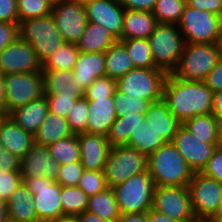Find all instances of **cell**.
<instances>
[{
	"instance_id": "cell-1",
	"label": "cell",
	"mask_w": 222,
	"mask_h": 222,
	"mask_svg": "<svg viewBox=\"0 0 222 222\" xmlns=\"http://www.w3.org/2000/svg\"><path fill=\"white\" fill-rule=\"evenodd\" d=\"M162 98L182 124L194 116L213 111V92L205 82L183 80L171 73L166 76Z\"/></svg>"
},
{
	"instance_id": "cell-2",
	"label": "cell",
	"mask_w": 222,
	"mask_h": 222,
	"mask_svg": "<svg viewBox=\"0 0 222 222\" xmlns=\"http://www.w3.org/2000/svg\"><path fill=\"white\" fill-rule=\"evenodd\" d=\"M147 170L155 186H188L194 175L172 142L148 155Z\"/></svg>"
},
{
	"instance_id": "cell-3",
	"label": "cell",
	"mask_w": 222,
	"mask_h": 222,
	"mask_svg": "<svg viewBox=\"0 0 222 222\" xmlns=\"http://www.w3.org/2000/svg\"><path fill=\"white\" fill-rule=\"evenodd\" d=\"M222 57V44L186 43L172 75L187 81L204 82Z\"/></svg>"
},
{
	"instance_id": "cell-4",
	"label": "cell",
	"mask_w": 222,
	"mask_h": 222,
	"mask_svg": "<svg viewBox=\"0 0 222 222\" xmlns=\"http://www.w3.org/2000/svg\"><path fill=\"white\" fill-rule=\"evenodd\" d=\"M120 214L147 213L152 208L154 180L148 170L112 187Z\"/></svg>"
},
{
	"instance_id": "cell-5",
	"label": "cell",
	"mask_w": 222,
	"mask_h": 222,
	"mask_svg": "<svg viewBox=\"0 0 222 222\" xmlns=\"http://www.w3.org/2000/svg\"><path fill=\"white\" fill-rule=\"evenodd\" d=\"M177 25L185 43H222V16L186 5Z\"/></svg>"
},
{
	"instance_id": "cell-6",
	"label": "cell",
	"mask_w": 222,
	"mask_h": 222,
	"mask_svg": "<svg viewBox=\"0 0 222 222\" xmlns=\"http://www.w3.org/2000/svg\"><path fill=\"white\" fill-rule=\"evenodd\" d=\"M18 34L22 40L32 45L41 64L64 43L51 14L19 21Z\"/></svg>"
},
{
	"instance_id": "cell-7",
	"label": "cell",
	"mask_w": 222,
	"mask_h": 222,
	"mask_svg": "<svg viewBox=\"0 0 222 222\" xmlns=\"http://www.w3.org/2000/svg\"><path fill=\"white\" fill-rule=\"evenodd\" d=\"M148 40L155 65L167 74L172 73L186 44L178 25L158 23Z\"/></svg>"
},
{
	"instance_id": "cell-8",
	"label": "cell",
	"mask_w": 222,
	"mask_h": 222,
	"mask_svg": "<svg viewBox=\"0 0 222 222\" xmlns=\"http://www.w3.org/2000/svg\"><path fill=\"white\" fill-rule=\"evenodd\" d=\"M166 76L167 73L160 68H134L116 81V89L128 97L154 103L162 99Z\"/></svg>"
},
{
	"instance_id": "cell-9",
	"label": "cell",
	"mask_w": 222,
	"mask_h": 222,
	"mask_svg": "<svg viewBox=\"0 0 222 222\" xmlns=\"http://www.w3.org/2000/svg\"><path fill=\"white\" fill-rule=\"evenodd\" d=\"M148 156L127 145L111 147L105 164L106 184L112 188L147 170Z\"/></svg>"
},
{
	"instance_id": "cell-10",
	"label": "cell",
	"mask_w": 222,
	"mask_h": 222,
	"mask_svg": "<svg viewBox=\"0 0 222 222\" xmlns=\"http://www.w3.org/2000/svg\"><path fill=\"white\" fill-rule=\"evenodd\" d=\"M5 107L10 112L44 95V75L42 71L12 73L4 75Z\"/></svg>"
},
{
	"instance_id": "cell-11",
	"label": "cell",
	"mask_w": 222,
	"mask_h": 222,
	"mask_svg": "<svg viewBox=\"0 0 222 222\" xmlns=\"http://www.w3.org/2000/svg\"><path fill=\"white\" fill-rule=\"evenodd\" d=\"M191 205L197 222H209L222 198V183L195 172L188 184Z\"/></svg>"
},
{
	"instance_id": "cell-12",
	"label": "cell",
	"mask_w": 222,
	"mask_h": 222,
	"mask_svg": "<svg viewBox=\"0 0 222 222\" xmlns=\"http://www.w3.org/2000/svg\"><path fill=\"white\" fill-rule=\"evenodd\" d=\"M22 180L33 195V206L40 222H49L63 216L61 185L58 182L47 177H22Z\"/></svg>"
},
{
	"instance_id": "cell-13",
	"label": "cell",
	"mask_w": 222,
	"mask_h": 222,
	"mask_svg": "<svg viewBox=\"0 0 222 222\" xmlns=\"http://www.w3.org/2000/svg\"><path fill=\"white\" fill-rule=\"evenodd\" d=\"M152 209L179 222H197L188 186H155Z\"/></svg>"
},
{
	"instance_id": "cell-14",
	"label": "cell",
	"mask_w": 222,
	"mask_h": 222,
	"mask_svg": "<svg viewBox=\"0 0 222 222\" xmlns=\"http://www.w3.org/2000/svg\"><path fill=\"white\" fill-rule=\"evenodd\" d=\"M51 15L64 42L77 43L88 22L84 4L62 0L52 7Z\"/></svg>"
},
{
	"instance_id": "cell-15",
	"label": "cell",
	"mask_w": 222,
	"mask_h": 222,
	"mask_svg": "<svg viewBox=\"0 0 222 222\" xmlns=\"http://www.w3.org/2000/svg\"><path fill=\"white\" fill-rule=\"evenodd\" d=\"M171 142L194 173L203 170L218 147V143L203 142L183 125L178 128Z\"/></svg>"
},
{
	"instance_id": "cell-16",
	"label": "cell",
	"mask_w": 222,
	"mask_h": 222,
	"mask_svg": "<svg viewBox=\"0 0 222 222\" xmlns=\"http://www.w3.org/2000/svg\"><path fill=\"white\" fill-rule=\"evenodd\" d=\"M37 71H42V64L32 45L19 36L0 52V72L3 75Z\"/></svg>"
},
{
	"instance_id": "cell-17",
	"label": "cell",
	"mask_w": 222,
	"mask_h": 222,
	"mask_svg": "<svg viewBox=\"0 0 222 222\" xmlns=\"http://www.w3.org/2000/svg\"><path fill=\"white\" fill-rule=\"evenodd\" d=\"M87 20L99 24L122 40L124 7L119 0H91L84 3Z\"/></svg>"
},
{
	"instance_id": "cell-18",
	"label": "cell",
	"mask_w": 222,
	"mask_h": 222,
	"mask_svg": "<svg viewBox=\"0 0 222 222\" xmlns=\"http://www.w3.org/2000/svg\"><path fill=\"white\" fill-rule=\"evenodd\" d=\"M59 165L46 146L33 142L21 159L20 174L22 177H47L57 181Z\"/></svg>"
},
{
	"instance_id": "cell-19",
	"label": "cell",
	"mask_w": 222,
	"mask_h": 222,
	"mask_svg": "<svg viewBox=\"0 0 222 222\" xmlns=\"http://www.w3.org/2000/svg\"><path fill=\"white\" fill-rule=\"evenodd\" d=\"M80 162L85 170L104 171L111 146L107 136L80 133Z\"/></svg>"
},
{
	"instance_id": "cell-20",
	"label": "cell",
	"mask_w": 222,
	"mask_h": 222,
	"mask_svg": "<svg viewBox=\"0 0 222 222\" xmlns=\"http://www.w3.org/2000/svg\"><path fill=\"white\" fill-rule=\"evenodd\" d=\"M73 79L78 84V92L83 96L86 89L96 80L106 76L105 52H79Z\"/></svg>"
},
{
	"instance_id": "cell-21",
	"label": "cell",
	"mask_w": 222,
	"mask_h": 222,
	"mask_svg": "<svg viewBox=\"0 0 222 222\" xmlns=\"http://www.w3.org/2000/svg\"><path fill=\"white\" fill-rule=\"evenodd\" d=\"M88 123L85 133L107 136L117 114L114 98H96L88 100Z\"/></svg>"
},
{
	"instance_id": "cell-22",
	"label": "cell",
	"mask_w": 222,
	"mask_h": 222,
	"mask_svg": "<svg viewBox=\"0 0 222 222\" xmlns=\"http://www.w3.org/2000/svg\"><path fill=\"white\" fill-rule=\"evenodd\" d=\"M145 121L156 133L166 141L171 142L182 123L170 112L168 104L163 100L152 103L146 114Z\"/></svg>"
},
{
	"instance_id": "cell-23",
	"label": "cell",
	"mask_w": 222,
	"mask_h": 222,
	"mask_svg": "<svg viewBox=\"0 0 222 222\" xmlns=\"http://www.w3.org/2000/svg\"><path fill=\"white\" fill-rule=\"evenodd\" d=\"M34 142V136L16 124L8 115L0 123V143L13 155L22 159Z\"/></svg>"
},
{
	"instance_id": "cell-24",
	"label": "cell",
	"mask_w": 222,
	"mask_h": 222,
	"mask_svg": "<svg viewBox=\"0 0 222 222\" xmlns=\"http://www.w3.org/2000/svg\"><path fill=\"white\" fill-rule=\"evenodd\" d=\"M49 112L45 95L16 108L8 116L21 128L34 136Z\"/></svg>"
},
{
	"instance_id": "cell-25",
	"label": "cell",
	"mask_w": 222,
	"mask_h": 222,
	"mask_svg": "<svg viewBox=\"0 0 222 222\" xmlns=\"http://www.w3.org/2000/svg\"><path fill=\"white\" fill-rule=\"evenodd\" d=\"M158 24L152 12L125 9L122 40L148 39Z\"/></svg>"
},
{
	"instance_id": "cell-26",
	"label": "cell",
	"mask_w": 222,
	"mask_h": 222,
	"mask_svg": "<svg viewBox=\"0 0 222 222\" xmlns=\"http://www.w3.org/2000/svg\"><path fill=\"white\" fill-rule=\"evenodd\" d=\"M9 219L16 222H40L36 208L33 206V195L22 182L7 200Z\"/></svg>"
},
{
	"instance_id": "cell-27",
	"label": "cell",
	"mask_w": 222,
	"mask_h": 222,
	"mask_svg": "<svg viewBox=\"0 0 222 222\" xmlns=\"http://www.w3.org/2000/svg\"><path fill=\"white\" fill-rule=\"evenodd\" d=\"M117 40L103 26L88 21L76 45L81 52H105Z\"/></svg>"
},
{
	"instance_id": "cell-28",
	"label": "cell",
	"mask_w": 222,
	"mask_h": 222,
	"mask_svg": "<svg viewBox=\"0 0 222 222\" xmlns=\"http://www.w3.org/2000/svg\"><path fill=\"white\" fill-rule=\"evenodd\" d=\"M71 135H73V132L69 128L67 119L49 111L34 135V142L48 147Z\"/></svg>"
},
{
	"instance_id": "cell-29",
	"label": "cell",
	"mask_w": 222,
	"mask_h": 222,
	"mask_svg": "<svg viewBox=\"0 0 222 222\" xmlns=\"http://www.w3.org/2000/svg\"><path fill=\"white\" fill-rule=\"evenodd\" d=\"M105 67L106 76L116 81L135 68L125 45L120 40L105 51Z\"/></svg>"
},
{
	"instance_id": "cell-30",
	"label": "cell",
	"mask_w": 222,
	"mask_h": 222,
	"mask_svg": "<svg viewBox=\"0 0 222 222\" xmlns=\"http://www.w3.org/2000/svg\"><path fill=\"white\" fill-rule=\"evenodd\" d=\"M44 94L82 95L73 79V70H42Z\"/></svg>"
},
{
	"instance_id": "cell-31",
	"label": "cell",
	"mask_w": 222,
	"mask_h": 222,
	"mask_svg": "<svg viewBox=\"0 0 222 222\" xmlns=\"http://www.w3.org/2000/svg\"><path fill=\"white\" fill-rule=\"evenodd\" d=\"M142 123H145L143 114L131 113L126 116H117L107 135L110 146L126 145L130 134H133Z\"/></svg>"
},
{
	"instance_id": "cell-32",
	"label": "cell",
	"mask_w": 222,
	"mask_h": 222,
	"mask_svg": "<svg viewBox=\"0 0 222 222\" xmlns=\"http://www.w3.org/2000/svg\"><path fill=\"white\" fill-rule=\"evenodd\" d=\"M182 125L205 143H219L221 125L213 114L194 116Z\"/></svg>"
},
{
	"instance_id": "cell-33",
	"label": "cell",
	"mask_w": 222,
	"mask_h": 222,
	"mask_svg": "<svg viewBox=\"0 0 222 222\" xmlns=\"http://www.w3.org/2000/svg\"><path fill=\"white\" fill-rule=\"evenodd\" d=\"M87 211L98 215L105 220H119L120 211L112 188L89 196Z\"/></svg>"
},
{
	"instance_id": "cell-34",
	"label": "cell",
	"mask_w": 222,
	"mask_h": 222,
	"mask_svg": "<svg viewBox=\"0 0 222 222\" xmlns=\"http://www.w3.org/2000/svg\"><path fill=\"white\" fill-rule=\"evenodd\" d=\"M165 143L166 141L160 134L152 130L145 121L133 134H130L129 141L126 145L148 156Z\"/></svg>"
},
{
	"instance_id": "cell-35",
	"label": "cell",
	"mask_w": 222,
	"mask_h": 222,
	"mask_svg": "<svg viewBox=\"0 0 222 222\" xmlns=\"http://www.w3.org/2000/svg\"><path fill=\"white\" fill-rule=\"evenodd\" d=\"M79 52L76 43L64 42L42 63V70H73Z\"/></svg>"
},
{
	"instance_id": "cell-36",
	"label": "cell",
	"mask_w": 222,
	"mask_h": 222,
	"mask_svg": "<svg viewBox=\"0 0 222 222\" xmlns=\"http://www.w3.org/2000/svg\"><path fill=\"white\" fill-rule=\"evenodd\" d=\"M120 41L125 45L127 53L135 68H158L155 65L148 39L136 38Z\"/></svg>"
},
{
	"instance_id": "cell-37",
	"label": "cell",
	"mask_w": 222,
	"mask_h": 222,
	"mask_svg": "<svg viewBox=\"0 0 222 222\" xmlns=\"http://www.w3.org/2000/svg\"><path fill=\"white\" fill-rule=\"evenodd\" d=\"M47 148L54 160L60 165L80 161L78 134H73L67 138L58 140Z\"/></svg>"
},
{
	"instance_id": "cell-38",
	"label": "cell",
	"mask_w": 222,
	"mask_h": 222,
	"mask_svg": "<svg viewBox=\"0 0 222 222\" xmlns=\"http://www.w3.org/2000/svg\"><path fill=\"white\" fill-rule=\"evenodd\" d=\"M88 196L78 186H61L63 215L77 216L87 210Z\"/></svg>"
},
{
	"instance_id": "cell-39",
	"label": "cell",
	"mask_w": 222,
	"mask_h": 222,
	"mask_svg": "<svg viewBox=\"0 0 222 222\" xmlns=\"http://www.w3.org/2000/svg\"><path fill=\"white\" fill-rule=\"evenodd\" d=\"M186 5V0H157L152 13L158 23L178 24Z\"/></svg>"
},
{
	"instance_id": "cell-40",
	"label": "cell",
	"mask_w": 222,
	"mask_h": 222,
	"mask_svg": "<svg viewBox=\"0 0 222 222\" xmlns=\"http://www.w3.org/2000/svg\"><path fill=\"white\" fill-rule=\"evenodd\" d=\"M114 98V108L117 116H126L131 113L145 115L149 106L152 104L150 100L143 98L128 97L123 92L116 89Z\"/></svg>"
},
{
	"instance_id": "cell-41",
	"label": "cell",
	"mask_w": 222,
	"mask_h": 222,
	"mask_svg": "<svg viewBox=\"0 0 222 222\" xmlns=\"http://www.w3.org/2000/svg\"><path fill=\"white\" fill-rule=\"evenodd\" d=\"M52 12V6L45 0H17L19 21L44 17Z\"/></svg>"
},
{
	"instance_id": "cell-42",
	"label": "cell",
	"mask_w": 222,
	"mask_h": 222,
	"mask_svg": "<svg viewBox=\"0 0 222 222\" xmlns=\"http://www.w3.org/2000/svg\"><path fill=\"white\" fill-rule=\"evenodd\" d=\"M88 100L82 96L67 115L66 119L73 134L85 133L88 123Z\"/></svg>"
},
{
	"instance_id": "cell-43",
	"label": "cell",
	"mask_w": 222,
	"mask_h": 222,
	"mask_svg": "<svg viewBox=\"0 0 222 222\" xmlns=\"http://www.w3.org/2000/svg\"><path fill=\"white\" fill-rule=\"evenodd\" d=\"M89 197L108 188L104 171L84 170L77 185Z\"/></svg>"
},
{
	"instance_id": "cell-44",
	"label": "cell",
	"mask_w": 222,
	"mask_h": 222,
	"mask_svg": "<svg viewBox=\"0 0 222 222\" xmlns=\"http://www.w3.org/2000/svg\"><path fill=\"white\" fill-rule=\"evenodd\" d=\"M50 112L58 116L67 117L71 109L83 95L44 94Z\"/></svg>"
},
{
	"instance_id": "cell-45",
	"label": "cell",
	"mask_w": 222,
	"mask_h": 222,
	"mask_svg": "<svg viewBox=\"0 0 222 222\" xmlns=\"http://www.w3.org/2000/svg\"><path fill=\"white\" fill-rule=\"evenodd\" d=\"M116 92V80L108 76L96 78V80L86 89L84 97L87 100L96 98L113 97Z\"/></svg>"
},
{
	"instance_id": "cell-46",
	"label": "cell",
	"mask_w": 222,
	"mask_h": 222,
	"mask_svg": "<svg viewBox=\"0 0 222 222\" xmlns=\"http://www.w3.org/2000/svg\"><path fill=\"white\" fill-rule=\"evenodd\" d=\"M84 170L80 161L70 164H61L58 168L56 182L61 186H77Z\"/></svg>"
},
{
	"instance_id": "cell-47",
	"label": "cell",
	"mask_w": 222,
	"mask_h": 222,
	"mask_svg": "<svg viewBox=\"0 0 222 222\" xmlns=\"http://www.w3.org/2000/svg\"><path fill=\"white\" fill-rule=\"evenodd\" d=\"M22 182L20 171H0V199L7 201Z\"/></svg>"
},
{
	"instance_id": "cell-48",
	"label": "cell",
	"mask_w": 222,
	"mask_h": 222,
	"mask_svg": "<svg viewBox=\"0 0 222 222\" xmlns=\"http://www.w3.org/2000/svg\"><path fill=\"white\" fill-rule=\"evenodd\" d=\"M201 173L222 183V150L219 147H217Z\"/></svg>"
},
{
	"instance_id": "cell-49",
	"label": "cell",
	"mask_w": 222,
	"mask_h": 222,
	"mask_svg": "<svg viewBox=\"0 0 222 222\" xmlns=\"http://www.w3.org/2000/svg\"><path fill=\"white\" fill-rule=\"evenodd\" d=\"M18 24L0 21V52L19 36Z\"/></svg>"
},
{
	"instance_id": "cell-50",
	"label": "cell",
	"mask_w": 222,
	"mask_h": 222,
	"mask_svg": "<svg viewBox=\"0 0 222 222\" xmlns=\"http://www.w3.org/2000/svg\"><path fill=\"white\" fill-rule=\"evenodd\" d=\"M21 159L6 150L0 143V171H20Z\"/></svg>"
},
{
	"instance_id": "cell-51",
	"label": "cell",
	"mask_w": 222,
	"mask_h": 222,
	"mask_svg": "<svg viewBox=\"0 0 222 222\" xmlns=\"http://www.w3.org/2000/svg\"><path fill=\"white\" fill-rule=\"evenodd\" d=\"M0 21L19 23L17 0H0Z\"/></svg>"
},
{
	"instance_id": "cell-52",
	"label": "cell",
	"mask_w": 222,
	"mask_h": 222,
	"mask_svg": "<svg viewBox=\"0 0 222 222\" xmlns=\"http://www.w3.org/2000/svg\"><path fill=\"white\" fill-rule=\"evenodd\" d=\"M186 4L194 9L222 16V0H186Z\"/></svg>"
},
{
	"instance_id": "cell-53",
	"label": "cell",
	"mask_w": 222,
	"mask_h": 222,
	"mask_svg": "<svg viewBox=\"0 0 222 222\" xmlns=\"http://www.w3.org/2000/svg\"><path fill=\"white\" fill-rule=\"evenodd\" d=\"M204 82L213 93L222 90V57L210 71Z\"/></svg>"
},
{
	"instance_id": "cell-54",
	"label": "cell",
	"mask_w": 222,
	"mask_h": 222,
	"mask_svg": "<svg viewBox=\"0 0 222 222\" xmlns=\"http://www.w3.org/2000/svg\"><path fill=\"white\" fill-rule=\"evenodd\" d=\"M157 0H119V3L128 10L152 12Z\"/></svg>"
},
{
	"instance_id": "cell-55",
	"label": "cell",
	"mask_w": 222,
	"mask_h": 222,
	"mask_svg": "<svg viewBox=\"0 0 222 222\" xmlns=\"http://www.w3.org/2000/svg\"><path fill=\"white\" fill-rule=\"evenodd\" d=\"M212 114L218 120L222 127V90L213 93V111Z\"/></svg>"
},
{
	"instance_id": "cell-56",
	"label": "cell",
	"mask_w": 222,
	"mask_h": 222,
	"mask_svg": "<svg viewBox=\"0 0 222 222\" xmlns=\"http://www.w3.org/2000/svg\"><path fill=\"white\" fill-rule=\"evenodd\" d=\"M119 222H148L147 213L120 214Z\"/></svg>"
},
{
	"instance_id": "cell-57",
	"label": "cell",
	"mask_w": 222,
	"mask_h": 222,
	"mask_svg": "<svg viewBox=\"0 0 222 222\" xmlns=\"http://www.w3.org/2000/svg\"><path fill=\"white\" fill-rule=\"evenodd\" d=\"M148 222H179L152 208L147 212Z\"/></svg>"
},
{
	"instance_id": "cell-58",
	"label": "cell",
	"mask_w": 222,
	"mask_h": 222,
	"mask_svg": "<svg viewBox=\"0 0 222 222\" xmlns=\"http://www.w3.org/2000/svg\"><path fill=\"white\" fill-rule=\"evenodd\" d=\"M78 216V219L80 222H119L118 220H105L100 218L98 215L89 212L84 211L83 213H80Z\"/></svg>"
},
{
	"instance_id": "cell-59",
	"label": "cell",
	"mask_w": 222,
	"mask_h": 222,
	"mask_svg": "<svg viewBox=\"0 0 222 222\" xmlns=\"http://www.w3.org/2000/svg\"><path fill=\"white\" fill-rule=\"evenodd\" d=\"M4 107H5L4 75L0 72V111L4 112Z\"/></svg>"
},
{
	"instance_id": "cell-60",
	"label": "cell",
	"mask_w": 222,
	"mask_h": 222,
	"mask_svg": "<svg viewBox=\"0 0 222 222\" xmlns=\"http://www.w3.org/2000/svg\"><path fill=\"white\" fill-rule=\"evenodd\" d=\"M8 218L7 201L0 199V222H5Z\"/></svg>"
},
{
	"instance_id": "cell-61",
	"label": "cell",
	"mask_w": 222,
	"mask_h": 222,
	"mask_svg": "<svg viewBox=\"0 0 222 222\" xmlns=\"http://www.w3.org/2000/svg\"><path fill=\"white\" fill-rule=\"evenodd\" d=\"M49 222H80L78 216L73 215H63L55 220Z\"/></svg>"
},
{
	"instance_id": "cell-62",
	"label": "cell",
	"mask_w": 222,
	"mask_h": 222,
	"mask_svg": "<svg viewBox=\"0 0 222 222\" xmlns=\"http://www.w3.org/2000/svg\"><path fill=\"white\" fill-rule=\"evenodd\" d=\"M213 218H222V198H221V201L219 203L218 209L215 213V216Z\"/></svg>"
},
{
	"instance_id": "cell-63",
	"label": "cell",
	"mask_w": 222,
	"mask_h": 222,
	"mask_svg": "<svg viewBox=\"0 0 222 222\" xmlns=\"http://www.w3.org/2000/svg\"><path fill=\"white\" fill-rule=\"evenodd\" d=\"M45 1L48 2L53 7L56 6L62 0H45Z\"/></svg>"
},
{
	"instance_id": "cell-64",
	"label": "cell",
	"mask_w": 222,
	"mask_h": 222,
	"mask_svg": "<svg viewBox=\"0 0 222 222\" xmlns=\"http://www.w3.org/2000/svg\"><path fill=\"white\" fill-rule=\"evenodd\" d=\"M218 147L222 150V127H221V131H220Z\"/></svg>"
},
{
	"instance_id": "cell-65",
	"label": "cell",
	"mask_w": 222,
	"mask_h": 222,
	"mask_svg": "<svg viewBox=\"0 0 222 222\" xmlns=\"http://www.w3.org/2000/svg\"><path fill=\"white\" fill-rule=\"evenodd\" d=\"M209 222H222V218H212Z\"/></svg>"
},
{
	"instance_id": "cell-66",
	"label": "cell",
	"mask_w": 222,
	"mask_h": 222,
	"mask_svg": "<svg viewBox=\"0 0 222 222\" xmlns=\"http://www.w3.org/2000/svg\"><path fill=\"white\" fill-rule=\"evenodd\" d=\"M66 1H75V2H80V3H86L88 1H91V0H66Z\"/></svg>"
},
{
	"instance_id": "cell-67",
	"label": "cell",
	"mask_w": 222,
	"mask_h": 222,
	"mask_svg": "<svg viewBox=\"0 0 222 222\" xmlns=\"http://www.w3.org/2000/svg\"><path fill=\"white\" fill-rule=\"evenodd\" d=\"M5 116H6L5 112L0 111V123L4 119Z\"/></svg>"
},
{
	"instance_id": "cell-68",
	"label": "cell",
	"mask_w": 222,
	"mask_h": 222,
	"mask_svg": "<svg viewBox=\"0 0 222 222\" xmlns=\"http://www.w3.org/2000/svg\"><path fill=\"white\" fill-rule=\"evenodd\" d=\"M5 222H16V221L8 218Z\"/></svg>"
}]
</instances>
